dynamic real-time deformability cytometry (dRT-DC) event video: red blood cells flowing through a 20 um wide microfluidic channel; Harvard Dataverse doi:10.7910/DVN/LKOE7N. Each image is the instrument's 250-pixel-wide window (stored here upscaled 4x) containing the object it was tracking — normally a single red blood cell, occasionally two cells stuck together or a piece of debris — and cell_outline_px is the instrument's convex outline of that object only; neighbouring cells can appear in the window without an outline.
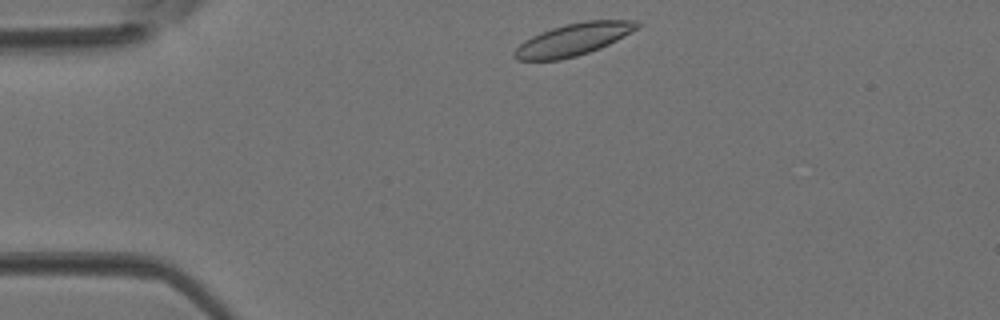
{"species": "Egyptian fruit bat (a non-hibernating species)", "species_latin": "Rousettus aegyptiacus", "temperature_condition": "room temperature", "stored_images_in_passage": 5, "camera_frame_rate_fps": 3000, "um_per_image_px": 0.085, "animal": {"sex": "female"}, "frame": {"image": 1, "passage_image": 4, "time_ms": 1.0, "image_size_px": [1000, 320], "cell_outline_px": [[640, 28], [600, 48], [576, 56], [560, 60], [516, 60], [512, 56], [512, 52], [524, 40], [540, 32], [552, 28], [568, 24], [588, 20], [636, 20], [640, 24]], "centroid_in_image_um": [48.72, 3.36], "position_along_channel_um": 36.3, "area_um2": 22.95}}